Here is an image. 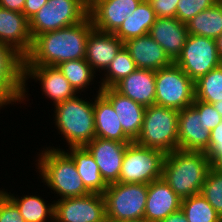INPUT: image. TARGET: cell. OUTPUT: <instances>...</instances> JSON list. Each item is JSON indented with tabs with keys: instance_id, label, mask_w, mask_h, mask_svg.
I'll list each match as a JSON object with an SVG mask.
<instances>
[{
	"instance_id": "11",
	"label": "cell",
	"mask_w": 222,
	"mask_h": 222,
	"mask_svg": "<svg viewBox=\"0 0 222 222\" xmlns=\"http://www.w3.org/2000/svg\"><path fill=\"white\" fill-rule=\"evenodd\" d=\"M25 57L0 42V108L25 99Z\"/></svg>"
},
{
	"instance_id": "17",
	"label": "cell",
	"mask_w": 222,
	"mask_h": 222,
	"mask_svg": "<svg viewBox=\"0 0 222 222\" xmlns=\"http://www.w3.org/2000/svg\"><path fill=\"white\" fill-rule=\"evenodd\" d=\"M24 78L25 83L29 78L41 82L42 92L53 100L54 105L78 94L57 66H25Z\"/></svg>"
},
{
	"instance_id": "38",
	"label": "cell",
	"mask_w": 222,
	"mask_h": 222,
	"mask_svg": "<svg viewBox=\"0 0 222 222\" xmlns=\"http://www.w3.org/2000/svg\"><path fill=\"white\" fill-rule=\"evenodd\" d=\"M211 163V168L222 171V148H208L205 152Z\"/></svg>"
},
{
	"instance_id": "33",
	"label": "cell",
	"mask_w": 222,
	"mask_h": 222,
	"mask_svg": "<svg viewBox=\"0 0 222 222\" xmlns=\"http://www.w3.org/2000/svg\"><path fill=\"white\" fill-rule=\"evenodd\" d=\"M200 193L222 217V171L210 168Z\"/></svg>"
},
{
	"instance_id": "32",
	"label": "cell",
	"mask_w": 222,
	"mask_h": 222,
	"mask_svg": "<svg viewBox=\"0 0 222 222\" xmlns=\"http://www.w3.org/2000/svg\"><path fill=\"white\" fill-rule=\"evenodd\" d=\"M136 69L137 67L134 60L130 56L128 50L123 46L106 69L105 72L107 73L104 75L105 78L101 80L102 82L99 86V90L113 87Z\"/></svg>"
},
{
	"instance_id": "41",
	"label": "cell",
	"mask_w": 222,
	"mask_h": 222,
	"mask_svg": "<svg viewBox=\"0 0 222 222\" xmlns=\"http://www.w3.org/2000/svg\"><path fill=\"white\" fill-rule=\"evenodd\" d=\"M25 1L26 0H0V7L22 13Z\"/></svg>"
},
{
	"instance_id": "27",
	"label": "cell",
	"mask_w": 222,
	"mask_h": 222,
	"mask_svg": "<svg viewBox=\"0 0 222 222\" xmlns=\"http://www.w3.org/2000/svg\"><path fill=\"white\" fill-rule=\"evenodd\" d=\"M189 35L216 39L222 34V0L201 11L186 23Z\"/></svg>"
},
{
	"instance_id": "39",
	"label": "cell",
	"mask_w": 222,
	"mask_h": 222,
	"mask_svg": "<svg viewBox=\"0 0 222 222\" xmlns=\"http://www.w3.org/2000/svg\"><path fill=\"white\" fill-rule=\"evenodd\" d=\"M48 0H26L24 3L23 14L29 20Z\"/></svg>"
},
{
	"instance_id": "16",
	"label": "cell",
	"mask_w": 222,
	"mask_h": 222,
	"mask_svg": "<svg viewBox=\"0 0 222 222\" xmlns=\"http://www.w3.org/2000/svg\"><path fill=\"white\" fill-rule=\"evenodd\" d=\"M0 42L13 47L24 57L30 53L33 39L29 20L23 13L0 7Z\"/></svg>"
},
{
	"instance_id": "8",
	"label": "cell",
	"mask_w": 222,
	"mask_h": 222,
	"mask_svg": "<svg viewBox=\"0 0 222 222\" xmlns=\"http://www.w3.org/2000/svg\"><path fill=\"white\" fill-rule=\"evenodd\" d=\"M165 155L161 150L129 143L117 182L149 184L162 178Z\"/></svg>"
},
{
	"instance_id": "26",
	"label": "cell",
	"mask_w": 222,
	"mask_h": 222,
	"mask_svg": "<svg viewBox=\"0 0 222 222\" xmlns=\"http://www.w3.org/2000/svg\"><path fill=\"white\" fill-rule=\"evenodd\" d=\"M157 19L148 0H142L137 8L123 21L119 29L114 33L123 43L129 39L147 35Z\"/></svg>"
},
{
	"instance_id": "3",
	"label": "cell",
	"mask_w": 222,
	"mask_h": 222,
	"mask_svg": "<svg viewBox=\"0 0 222 222\" xmlns=\"http://www.w3.org/2000/svg\"><path fill=\"white\" fill-rule=\"evenodd\" d=\"M53 148V149H52ZM44 149L39 156V176L60 199L80 197L89 194L79 176L75 162L64 150L54 147Z\"/></svg>"
},
{
	"instance_id": "19",
	"label": "cell",
	"mask_w": 222,
	"mask_h": 222,
	"mask_svg": "<svg viewBox=\"0 0 222 222\" xmlns=\"http://www.w3.org/2000/svg\"><path fill=\"white\" fill-rule=\"evenodd\" d=\"M182 199L163 178L148 184V195L144 212L145 219L160 222L171 213L181 209Z\"/></svg>"
},
{
	"instance_id": "28",
	"label": "cell",
	"mask_w": 222,
	"mask_h": 222,
	"mask_svg": "<svg viewBox=\"0 0 222 222\" xmlns=\"http://www.w3.org/2000/svg\"><path fill=\"white\" fill-rule=\"evenodd\" d=\"M19 209L25 222H54V203L46 205L44 199L38 196L15 197L13 194L2 191Z\"/></svg>"
},
{
	"instance_id": "12",
	"label": "cell",
	"mask_w": 222,
	"mask_h": 222,
	"mask_svg": "<svg viewBox=\"0 0 222 222\" xmlns=\"http://www.w3.org/2000/svg\"><path fill=\"white\" fill-rule=\"evenodd\" d=\"M54 222H107L103 194L89 193L54 201Z\"/></svg>"
},
{
	"instance_id": "18",
	"label": "cell",
	"mask_w": 222,
	"mask_h": 222,
	"mask_svg": "<svg viewBox=\"0 0 222 222\" xmlns=\"http://www.w3.org/2000/svg\"><path fill=\"white\" fill-rule=\"evenodd\" d=\"M100 93L112 104L124 133L135 141L141 131L146 107L117 92L113 87L103 88Z\"/></svg>"
},
{
	"instance_id": "20",
	"label": "cell",
	"mask_w": 222,
	"mask_h": 222,
	"mask_svg": "<svg viewBox=\"0 0 222 222\" xmlns=\"http://www.w3.org/2000/svg\"><path fill=\"white\" fill-rule=\"evenodd\" d=\"M148 34L163 48L173 62L181 54L189 35L186 24L176 17H157Z\"/></svg>"
},
{
	"instance_id": "24",
	"label": "cell",
	"mask_w": 222,
	"mask_h": 222,
	"mask_svg": "<svg viewBox=\"0 0 222 222\" xmlns=\"http://www.w3.org/2000/svg\"><path fill=\"white\" fill-rule=\"evenodd\" d=\"M94 119L96 137L124 143L133 142L123 131L119 117L112 104L100 93L94 98Z\"/></svg>"
},
{
	"instance_id": "10",
	"label": "cell",
	"mask_w": 222,
	"mask_h": 222,
	"mask_svg": "<svg viewBox=\"0 0 222 222\" xmlns=\"http://www.w3.org/2000/svg\"><path fill=\"white\" fill-rule=\"evenodd\" d=\"M174 63L194 82L222 64L216 41L199 35H188L182 52Z\"/></svg>"
},
{
	"instance_id": "13",
	"label": "cell",
	"mask_w": 222,
	"mask_h": 222,
	"mask_svg": "<svg viewBox=\"0 0 222 222\" xmlns=\"http://www.w3.org/2000/svg\"><path fill=\"white\" fill-rule=\"evenodd\" d=\"M142 0H92L88 4L94 29L115 33L127 15H131Z\"/></svg>"
},
{
	"instance_id": "35",
	"label": "cell",
	"mask_w": 222,
	"mask_h": 222,
	"mask_svg": "<svg viewBox=\"0 0 222 222\" xmlns=\"http://www.w3.org/2000/svg\"><path fill=\"white\" fill-rule=\"evenodd\" d=\"M192 105L198 110L200 116H202L203 129L212 131L222 122L221 115L212 104L195 99Z\"/></svg>"
},
{
	"instance_id": "6",
	"label": "cell",
	"mask_w": 222,
	"mask_h": 222,
	"mask_svg": "<svg viewBox=\"0 0 222 222\" xmlns=\"http://www.w3.org/2000/svg\"><path fill=\"white\" fill-rule=\"evenodd\" d=\"M148 195V184H108L103 192L107 222L142 219Z\"/></svg>"
},
{
	"instance_id": "44",
	"label": "cell",
	"mask_w": 222,
	"mask_h": 222,
	"mask_svg": "<svg viewBox=\"0 0 222 222\" xmlns=\"http://www.w3.org/2000/svg\"><path fill=\"white\" fill-rule=\"evenodd\" d=\"M212 105L222 117V102H215Z\"/></svg>"
},
{
	"instance_id": "21",
	"label": "cell",
	"mask_w": 222,
	"mask_h": 222,
	"mask_svg": "<svg viewBox=\"0 0 222 222\" xmlns=\"http://www.w3.org/2000/svg\"><path fill=\"white\" fill-rule=\"evenodd\" d=\"M124 47L130 53L137 69L157 71L174 63L149 34L125 41Z\"/></svg>"
},
{
	"instance_id": "2",
	"label": "cell",
	"mask_w": 222,
	"mask_h": 222,
	"mask_svg": "<svg viewBox=\"0 0 222 222\" xmlns=\"http://www.w3.org/2000/svg\"><path fill=\"white\" fill-rule=\"evenodd\" d=\"M210 168L205 152L177 149L165 155L162 178L184 199L201 192Z\"/></svg>"
},
{
	"instance_id": "37",
	"label": "cell",
	"mask_w": 222,
	"mask_h": 222,
	"mask_svg": "<svg viewBox=\"0 0 222 222\" xmlns=\"http://www.w3.org/2000/svg\"><path fill=\"white\" fill-rule=\"evenodd\" d=\"M157 17H176L177 2L179 0H148Z\"/></svg>"
},
{
	"instance_id": "43",
	"label": "cell",
	"mask_w": 222,
	"mask_h": 222,
	"mask_svg": "<svg viewBox=\"0 0 222 222\" xmlns=\"http://www.w3.org/2000/svg\"><path fill=\"white\" fill-rule=\"evenodd\" d=\"M215 41H216L217 52L222 62V34L219 37H217Z\"/></svg>"
},
{
	"instance_id": "15",
	"label": "cell",
	"mask_w": 222,
	"mask_h": 222,
	"mask_svg": "<svg viewBox=\"0 0 222 222\" xmlns=\"http://www.w3.org/2000/svg\"><path fill=\"white\" fill-rule=\"evenodd\" d=\"M210 131L203 129L202 116L190 105L178 112V149L206 152Z\"/></svg>"
},
{
	"instance_id": "25",
	"label": "cell",
	"mask_w": 222,
	"mask_h": 222,
	"mask_svg": "<svg viewBox=\"0 0 222 222\" xmlns=\"http://www.w3.org/2000/svg\"><path fill=\"white\" fill-rule=\"evenodd\" d=\"M69 150L70 153H67L75 162L77 172L81 177L85 188L90 193L103 194L108 187V184L102 178L99 167L91 153L85 146L69 147Z\"/></svg>"
},
{
	"instance_id": "23",
	"label": "cell",
	"mask_w": 222,
	"mask_h": 222,
	"mask_svg": "<svg viewBox=\"0 0 222 222\" xmlns=\"http://www.w3.org/2000/svg\"><path fill=\"white\" fill-rule=\"evenodd\" d=\"M113 88L131 100L147 107L155 104V71L136 69L116 83Z\"/></svg>"
},
{
	"instance_id": "1",
	"label": "cell",
	"mask_w": 222,
	"mask_h": 222,
	"mask_svg": "<svg viewBox=\"0 0 222 222\" xmlns=\"http://www.w3.org/2000/svg\"><path fill=\"white\" fill-rule=\"evenodd\" d=\"M93 29L88 15L76 25L38 35L25 57V66H57L64 61L85 58L87 38Z\"/></svg>"
},
{
	"instance_id": "29",
	"label": "cell",
	"mask_w": 222,
	"mask_h": 222,
	"mask_svg": "<svg viewBox=\"0 0 222 222\" xmlns=\"http://www.w3.org/2000/svg\"><path fill=\"white\" fill-rule=\"evenodd\" d=\"M181 210L188 222H222V217L201 193L182 199Z\"/></svg>"
},
{
	"instance_id": "31",
	"label": "cell",
	"mask_w": 222,
	"mask_h": 222,
	"mask_svg": "<svg viewBox=\"0 0 222 222\" xmlns=\"http://www.w3.org/2000/svg\"><path fill=\"white\" fill-rule=\"evenodd\" d=\"M195 99L210 104L222 102V64L195 81Z\"/></svg>"
},
{
	"instance_id": "4",
	"label": "cell",
	"mask_w": 222,
	"mask_h": 222,
	"mask_svg": "<svg viewBox=\"0 0 222 222\" xmlns=\"http://www.w3.org/2000/svg\"><path fill=\"white\" fill-rule=\"evenodd\" d=\"M55 125L69 147H83L95 137L94 102L75 96L55 104Z\"/></svg>"
},
{
	"instance_id": "42",
	"label": "cell",
	"mask_w": 222,
	"mask_h": 222,
	"mask_svg": "<svg viewBox=\"0 0 222 222\" xmlns=\"http://www.w3.org/2000/svg\"><path fill=\"white\" fill-rule=\"evenodd\" d=\"M160 222H188L184 212L179 209L176 212L171 213L165 219Z\"/></svg>"
},
{
	"instance_id": "46",
	"label": "cell",
	"mask_w": 222,
	"mask_h": 222,
	"mask_svg": "<svg viewBox=\"0 0 222 222\" xmlns=\"http://www.w3.org/2000/svg\"><path fill=\"white\" fill-rule=\"evenodd\" d=\"M86 3H87V5L92 1V0H84Z\"/></svg>"
},
{
	"instance_id": "45",
	"label": "cell",
	"mask_w": 222,
	"mask_h": 222,
	"mask_svg": "<svg viewBox=\"0 0 222 222\" xmlns=\"http://www.w3.org/2000/svg\"><path fill=\"white\" fill-rule=\"evenodd\" d=\"M121 222H151V221L148 220V219L142 218V219L124 220V221H121Z\"/></svg>"
},
{
	"instance_id": "5",
	"label": "cell",
	"mask_w": 222,
	"mask_h": 222,
	"mask_svg": "<svg viewBox=\"0 0 222 222\" xmlns=\"http://www.w3.org/2000/svg\"><path fill=\"white\" fill-rule=\"evenodd\" d=\"M178 110L159 105L145 108L137 144L168 154L178 149Z\"/></svg>"
},
{
	"instance_id": "40",
	"label": "cell",
	"mask_w": 222,
	"mask_h": 222,
	"mask_svg": "<svg viewBox=\"0 0 222 222\" xmlns=\"http://www.w3.org/2000/svg\"><path fill=\"white\" fill-rule=\"evenodd\" d=\"M209 148H222V122L210 131Z\"/></svg>"
},
{
	"instance_id": "34",
	"label": "cell",
	"mask_w": 222,
	"mask_h": 222,
	"mask_svg": "<svg viewBox=\"0 0 222 222\" xmlns=\"http://www.w3.org/2000/svg\"><path fill=\"white\" fill-rule=\"evenodd\" d=\"M217 1L219 0H179L176 18L186 24L201 11L211 8Z\"/></svg>"
},
{
	"instance_id": "9",
	"label": "cell",
	"mask_w": 222,
	"mask_h": 222,
	"mask_svg": "<svg viewBox=\"0 0 222 222\" xmlns=\"http://www.w3.org/2000/svg\"><path fill=\"white\" fill-rule=\"evenodd\" d=\"M155 104L182 110L195 100V82L175 63L155 71Z\"/></svg>"
},
{
	"instance_id": "22",
	"label": "cell",
	"mask_w": 222,
	"mask_h": 222,
	"mask_svg": "<svg viewBox=\"0 0 222 222\" xmlns=\"http://www.w3.org/2000/svg\"><path fill=\"white\" fill-rule=\"evenodd\" d=\"M123 46L124 43L114 33L93 29L87 38L85 60L94 72L96 69L105 72Z\"/></svg>"
},
{
	"instance_id": "14",
	"label": "cell",
	"mask_w": 222,
	"mask_h": 222,
	"mask_svg": "<svg viewBox=\"0 0 222 222\" xmlns=\"http://www.w3.org/2000/svg\"><path fill=\"white\" fill-rule=\"evenodd\" d=\"M129 143L95 137L85 147L94 157L102 178L107 184L119 179L122 160Z\"/></svg>"
},
{
	"instance_id": "36",
	"label": "cell",
	"mask_w": 222,
	"mask_h": 222,
	"mask_svg": "<svg viewBox=\"0 0 222 222\" xmlns=\"http://www.w3.org/2000/svg\"><path fill=\"white\" fill-rule=\"evenodd\" d=\"M0 222H25L17 206L0 190Z\"/></svg>"
},
{
	"instance_id": "7",
	"label": "cell",
	"mask_w": 222,
	"mask_h": 222,
	"mask_svg": "<svg viewBox=\"0 0 222 222\" xmlns=\"http://www.w3.org/2000/svg\"><path fill=\"white\" fill-rule=\"evenodd\" d=\"M84 0H48L29 19V31L34 40L45 32L63 29L82 22L88 16Z\"/></svg>"
},
{
	"instance_id": "30",
	"label": "cell",
	"mask_w": 222,
	"mask_h": 222,
	"mask_svg": "<svg viewBox=\"0 0 222 222\" xmlns=\"http://www.w3.org/2000/svg\"><path fill=\"white\" fill-rule=\"evenodd\" d=\"M57 67L78 93L93 81L96 74L85 58L61 62Z\"/></svg>"
}]
</instances>
